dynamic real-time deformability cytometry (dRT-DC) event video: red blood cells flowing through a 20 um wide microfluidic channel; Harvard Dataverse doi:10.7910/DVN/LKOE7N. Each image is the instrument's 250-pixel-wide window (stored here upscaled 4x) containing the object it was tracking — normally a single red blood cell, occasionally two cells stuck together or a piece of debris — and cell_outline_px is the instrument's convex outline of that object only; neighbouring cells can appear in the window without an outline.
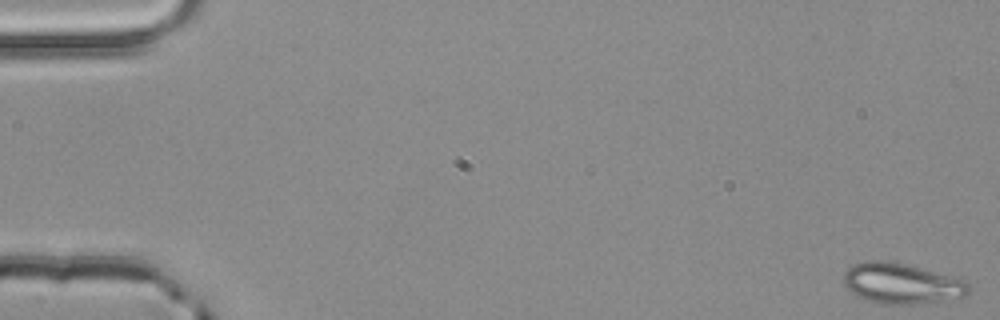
{"species": "common noctule bat (a hibernating species)", "species_latin": "Nyctalus noctula", "temperature_condition": "room temperature", "stored_images_in_passage": 4, "camera_frame_rate_fps": 3000, "um_per_image_px": 0.085, "animal": {"sex": "male", "body_mass_g": 20.4}, "frame": {"image": 1, "passage_image": 1, "time_ms": 0.0, "image_size_px": [1000, 320], "cell_outline_px": [[968, 292], [964, 296], [912, 304], [880, 304], [868, 300], [852, 292], [844, 284], [844, 272], [852, 264], [868, 260], [884, 260], [904, 264], [964, 280], [968, 284]], "centroid_in_image_um": [76.56, 24.08], "position_along_channel_um": 8.4, "area_um2": 28.78}}